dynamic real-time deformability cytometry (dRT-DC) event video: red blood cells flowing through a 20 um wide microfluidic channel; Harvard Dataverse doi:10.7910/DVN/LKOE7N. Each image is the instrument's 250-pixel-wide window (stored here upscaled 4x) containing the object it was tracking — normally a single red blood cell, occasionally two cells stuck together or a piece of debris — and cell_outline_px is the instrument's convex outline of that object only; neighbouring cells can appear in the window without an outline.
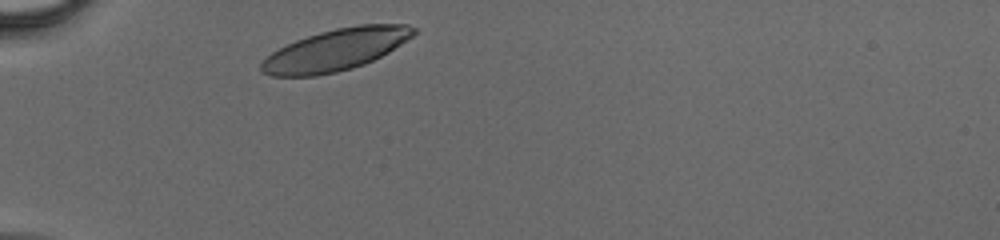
{"species": "human", "species_latin": "Homo sapiens", "temperature_condition": "cold", "stored_images_in_passage": 26, "camera_frame_rate_fps": 3000, "um_per_image_px": 0.085, "donor": {"sex": "male"}, "frame": {"image": 1, "passage_image": 1, "time_ms": 0.0, "image_size_px": [1000, 240], "cell_outline_px": [[416, 32], [412, 36], [388, 52], [364, 64], [352, 68], [336, 72], [316, 76], [272, 76], [260, 72], [260, 64], [272, 52], [296, 40], [320, 32], [336, 28], [360, 24], [408, 24], [416, 28]], "centroid_in_image_um": [28.53, 4.23], "position_along_channel_um": 56.5, "area_um2": 36.7}}
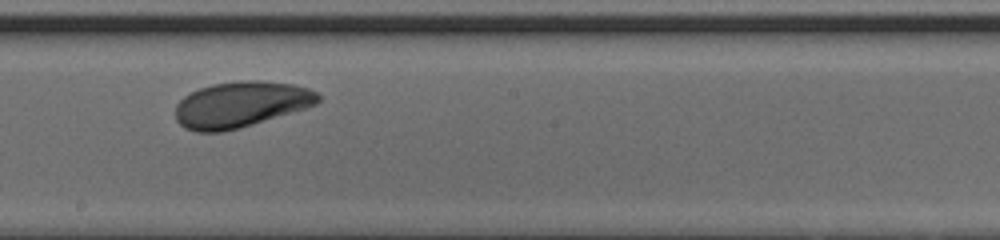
{"frame": {"image": 2, "passage_image": 14, "time_ms": 4.333, "image_size_px": [1000, 240], "cell_outline_px": [[320, 100], [316, 104], [308, 108], [240, 128], [224, 132], [196, 132], [184, 128], [176, 120], [176, 104], [184, 96], [200, 88], [212, 84], [240, 80], [260, 80], [292, 84], [308, 88], [316, 92], [320, 96]], "centroid_in_image_um": [20.48, 8.88], "position_along_channel_um": 227.7, "area_um2": 38.38}}
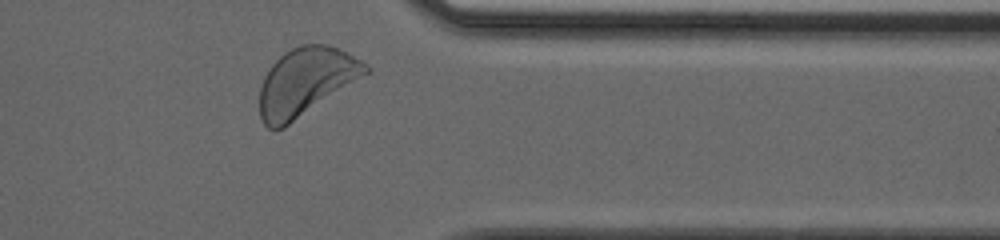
{"frame": {"image": 3, "passage_image": 25, "time_ms": 8.0, "image_size_px": [1000, 240], "cell_outline_px": [[372, 72], [284, 128], [268, 128], [264, 124], [260, 116], [260, 88], [264, 76], [268, 68], [284, 52], [300, 44], [328, 44], [360, 60], [372, 68]], "centroid_in_image_um": [26.01, 6.95], "position_along_channel_um": 385.4, "area_um2": 42.08}}